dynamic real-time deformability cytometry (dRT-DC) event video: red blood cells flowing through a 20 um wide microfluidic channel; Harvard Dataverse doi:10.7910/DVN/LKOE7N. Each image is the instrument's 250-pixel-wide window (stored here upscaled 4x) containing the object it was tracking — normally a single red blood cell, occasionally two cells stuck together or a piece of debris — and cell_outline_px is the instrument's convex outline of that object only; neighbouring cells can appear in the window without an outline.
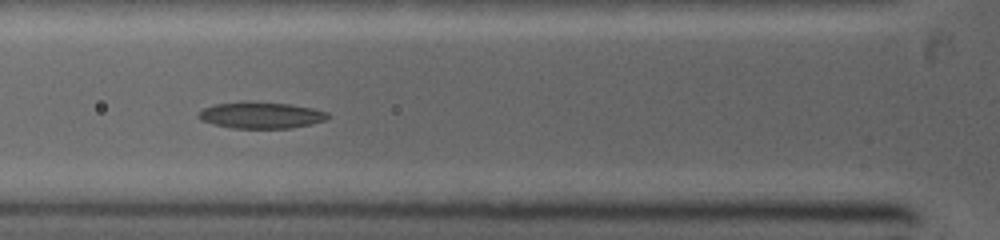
{"species": "common noctule bat (a hibernating species)", "species_latin": "Nyctalus noctula", "temperature_condition": "warm", "stored_images_in_passage": 15, "camera_frame_rate_fps": 5000, "um_per_image_px": 0.085, "animal": {"sex": "female", "body_mass_g": 19.0, "forearm_length_mm": 53.3}, "frame": {"image": 1, "passage_image": 4, "time_ms": 1.8, "image_size_px": [1000, 240], "cell_outline_px": [[328, 116], [324, 120], [312, 124], [292, 128], [232, 128], [212, 124], [200, 120], [196, 116], [204, 108], [216, 104], [248, 100], [288, 104], [312, 108], [328, 112]], "centroid_in_image_um": [22.15, 9.78], "position_along_channel_um": 103.7, "area_um2": 20.06}}
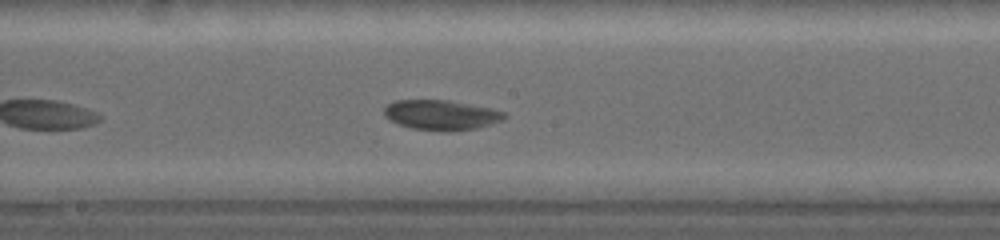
{"frame": {"image": 2, "passage_image": 8, "time_ms": 4.2, "image_size_px": [1000, 240], "cell_outline_px": [[508, 116], [504, 120], [492, 124], [476, 128], [444, 132], [412, 128], [400, 124], [384, 116], [384, 108], [388, 104], [396, 100], [448, 100], [492, 108], [504, 112]], "centroid_in_image_um": [37.55, 9.77], "position_along_channel_um": 210.7, "area_um2": 21.04}}
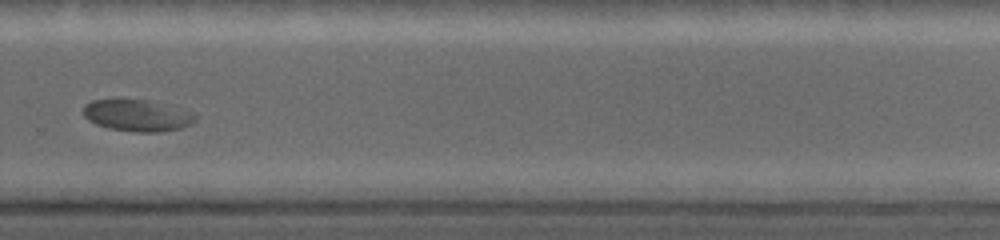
{"frame": {"image": 3, "passage_image": 12, "time_ms": 6.6, "image_size_px": [1000, 240], "cell_outline_px": [[196, 120], [192, 124], [180, 128], [160, 132], [132, 132], [108, 128], [96, 124], [88, 120], [84, 116], [84, 104], [92, 100], [148, 100], [196, 112]], "centroid_in_image_um": [11.7, 9.82], "position_along_channel_um": 318.1, "area_um2": 20.75}}